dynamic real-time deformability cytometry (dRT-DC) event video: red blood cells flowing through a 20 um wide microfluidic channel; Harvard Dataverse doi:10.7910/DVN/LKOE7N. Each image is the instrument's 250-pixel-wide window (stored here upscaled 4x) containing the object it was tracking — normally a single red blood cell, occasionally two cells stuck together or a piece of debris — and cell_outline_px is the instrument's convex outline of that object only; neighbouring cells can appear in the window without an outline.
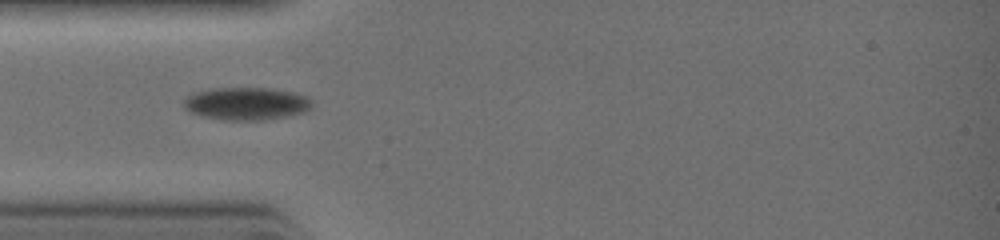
{"species": "common noctule bat (a hibernating species)", "species_latin": "Nyctalus noctula", "temperature_condition": "warm", "stored_images_in_passage": 25, "camera_frame_rate_fps": 3000, "um_per_image_px": 0.085, "animal": {"sex": "female", "body_mass_g": 19.0, "forearm_length_mm": 51.5}, "frame": {"image": 1, "passage_image": 1, "time_ms": 0.0, "image_size_px": [1000, 240], "cell_outline_px": [[312, 104], [304, 112], [288, 116], [264, 120], [224, 120], [204, 116], [192, 112], [184, 108], [184, 96], [196, 92], [212, 88], [268, 88], [292, 92], [304, 96], [312, 100]], "centroid_in_image_um": [20.91, 8.81], "position_along_channel_um": 64.1, "area_um2": 24.28}}
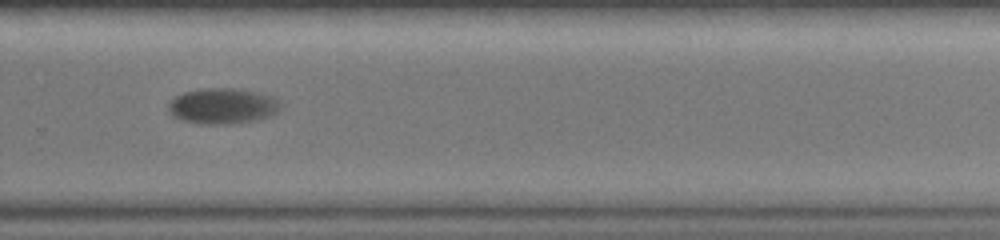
{"frame": {"image": 2, "passage_image": 14, "time_ms": 4.333, "image_size_px": [1000, 240], "cell_outline_px": [[284, 104], [272, 116], [252, 120], [228, 124], [200, 124], [184, 120], [172, 116], [168, 112], [168, 104], [176, 96], [184, 92], [200, 88], [240, 88], [260, 92], [272, 96]], "centroid_in_image_um": [18.94, 8.99], "position_along_channel_um": 310.9, "area_um2": 23.58}}
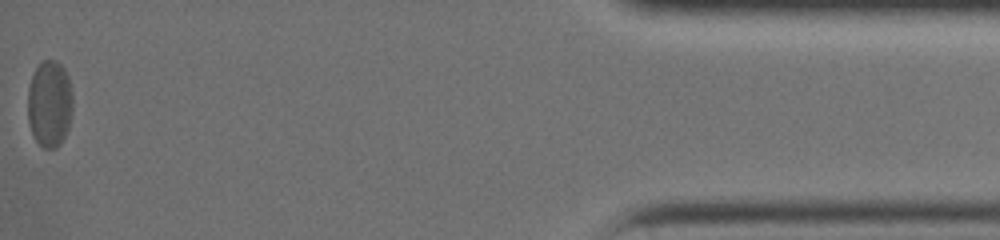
{"frame": {"image": 3, "passage_image": 25, "time_ms": 8.0, "image_size_px": [1000, 240], "cell_outline_px": [[72, 112], [68, 128], [60, 144], [56, 148], [44, 148], [32, 136], [28, 120], [28, 88], [32, 76], [36, 68], [44, 60], [56, 60], [64, 68], [68, 76], [72, 92]], "centroid_in_image_um": [4.22, 8.82], "position_along_channel_um": 431.0, "area_um2": 22.83}}